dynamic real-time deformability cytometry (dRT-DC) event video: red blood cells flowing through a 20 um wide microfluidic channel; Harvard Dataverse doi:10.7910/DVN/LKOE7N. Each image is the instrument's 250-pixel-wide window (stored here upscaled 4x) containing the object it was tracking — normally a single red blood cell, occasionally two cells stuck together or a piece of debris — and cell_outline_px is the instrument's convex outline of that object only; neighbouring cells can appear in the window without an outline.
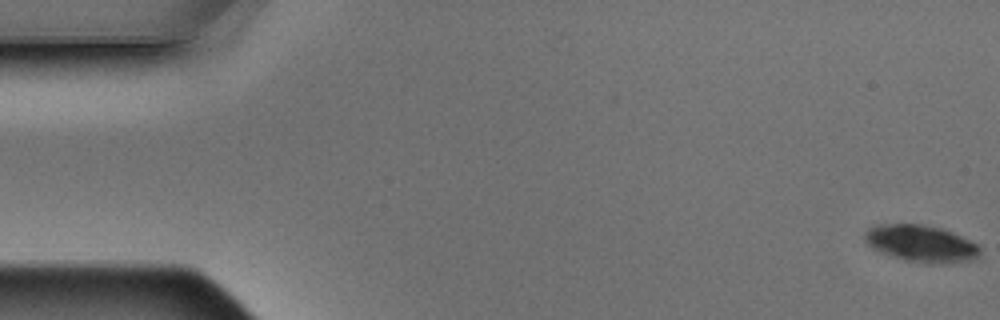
{"species": "Egyptian fruit bat (a non-hibernating species)", "species_latin": "Rousettus aegyptiacus", "temperature_condition": "warm", "stored_images_in_passage": 6, "camera_frame_rate_fps": 3000, "um_per_image_px": 0.085, "animal": {"sex": "male"}, "frame": {"image": 1, "passage_image": 1, "time_ms": 0.0, "image_size_px": [1000, 320], "cell_outline_px": [[980, 252], [972, 260], [932, 264], [924, 264], [904, 260], [880, 252], [872, 248], [864, 240], [864, 232], [868, 228], [876, 224], [924, 224], [940, 228], [952, 232], [976, 244], [980, 248]], "centroid_in_image_um": [78.23, 20.7], "position_along_channel_um": 6.8, "area_um2": 24.74}}
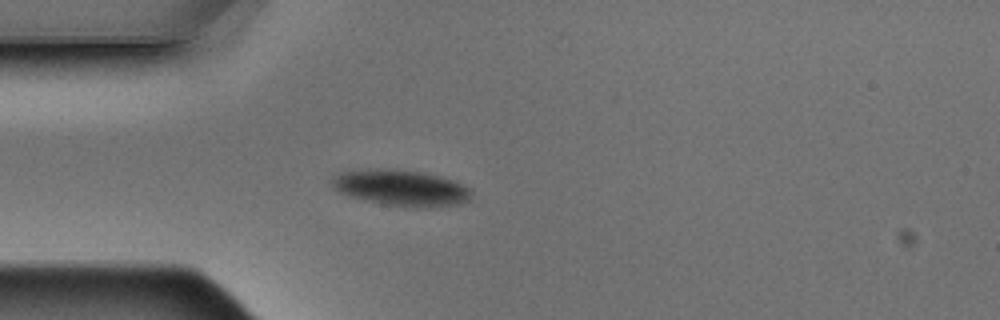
{"frame": {"image": 2, "passage_image": 5, "time_ms": 1.333, "image_size_px": [1000, 320], "cell_outline_px": [[472, 200], [460, 204], [424, 208], [412, 208], [380, 204], [352, 196], [340, 192], [332, 188], [332, 176], [340, 172], [364, 168], [384, 168], [424, 172], [452, 180], [472, 188]], "centroid_in_image_um": [34.12, 15.97], "position_along_channel_um": 50.9, "area_um2": 29.88}}